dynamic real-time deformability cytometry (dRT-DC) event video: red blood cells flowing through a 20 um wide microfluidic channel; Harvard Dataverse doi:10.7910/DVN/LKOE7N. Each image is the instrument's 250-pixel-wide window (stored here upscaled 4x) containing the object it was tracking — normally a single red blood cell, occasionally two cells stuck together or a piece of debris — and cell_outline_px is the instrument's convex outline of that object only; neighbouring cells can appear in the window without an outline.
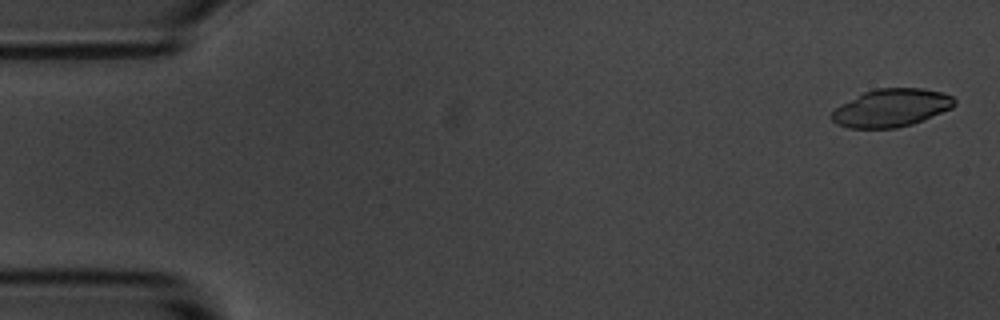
{"species": "common noctule bat (a hibernating species)", "species_latin": "Nyctalus noctula", "temperature_condition": "room temperature", "stored_images_in_passage": 4, "camera_frame_rate_fps": 3000, "um_per_image_px": 0.085, "animal": {"sex": "male", "body_mass_g": 20.1, "forearm_length_mm": 53.5}, "frame": {"image": 1, "passage_image": 1, "time_ms": 0.0, "image_size_px": [1000, 320], "cell_outline_px": [[956, 104], [952, 108], [924, 120], [912, 124], [896, 128], [848, 128], [836, 124], [828, 116], [840, 104], [864, 92], [876, 88], [920, 88], [940, 92], [952, 96], [956, 100]], "centroid_in_image_um": [75.74, 9.18], "position_along_channel_um": 9.3, "area_um2": 27.22}}